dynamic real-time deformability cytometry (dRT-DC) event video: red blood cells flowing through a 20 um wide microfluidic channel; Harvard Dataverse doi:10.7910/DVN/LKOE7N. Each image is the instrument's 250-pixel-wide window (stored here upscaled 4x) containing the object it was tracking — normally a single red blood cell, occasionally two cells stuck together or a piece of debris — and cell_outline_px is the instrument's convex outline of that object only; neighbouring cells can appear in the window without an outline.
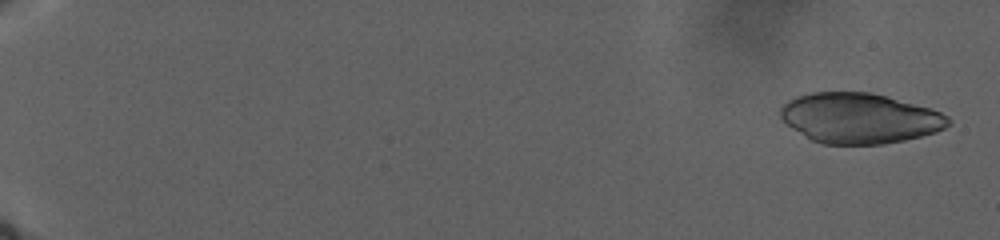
{"species": "human", "species_latin": "Homo sapiens", "temperature_condition": "warm", "stored_images_in_passage": 38, "camera_frame_rate_fps": 3000, "um_per_image_px": 0.085, "donor": {"sex": "male"}, "frame": {"image": 1, "passage_image": 2, "time_ms": 1.0, "image_size_px": [1000, 240], "cell_outline_px": [[952, 120], [944, 128], [936, 132], [904, 140], [884, 144], [824, 144], [812, 140], [792, 128], [780, 116], [780, 108], [788, 100], [796, 96], [812, 92], [868, 92], [888, 96], [928, 108], [940, 112], [948, 116]], "centroid_in_image_um": [73.05, 10.04], "position_along_channel_um": 11.9, "area_um2": 48.96}}
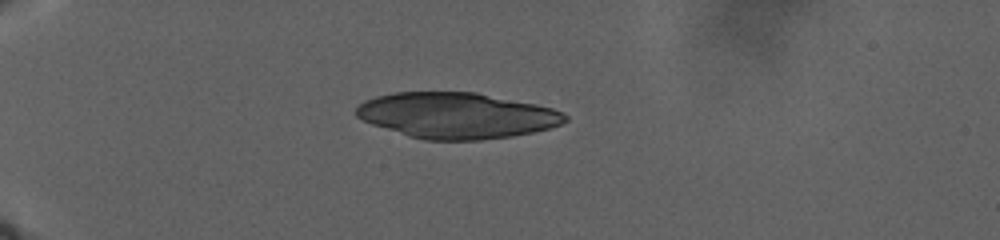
{"frame": {"image": 2, "passage_image": 24, "time_ms": 13.0, "image_size_px": [1000, 240], "cell_outline_px": [[568, 120], [560, 124], [548, 128], [532, 132], [512, 136], [480, 140], [424, 140], [408, 136], [372, 124], [356, 116], [356, 108], [364, 100], [376, 96], [396, 92], [476, 92], [536, 104], [552, 108], [564, 112], [568, 116]], "centroid_in_image_um": [38.82, 9.81], "position_along_channel_um": 46.2, "area_um2": 55.72}}
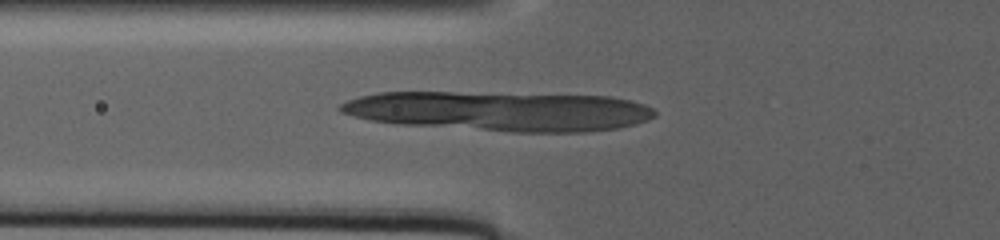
{"frame": {"image": 3, "passage_image": 29, "time_ms": 18.333, "image_size_px": [1000, 240], "cell_outline_px": [[656, 116], [648, 120], [636, 124], [616, 128], [584, 132], [512, 132], [396, 124], [368, 120], [340, 112], [336, 108], [340, 104], [348, 100], [360, 96], [380, 92], [452, 92], [612, 96], [632, 100], [644, 104], [652, 108], [656, 112]], "centroid_in_image_um": [42.47, 9.45], "position_along_channel_um": 83.3, "area_um2": 73.06}}